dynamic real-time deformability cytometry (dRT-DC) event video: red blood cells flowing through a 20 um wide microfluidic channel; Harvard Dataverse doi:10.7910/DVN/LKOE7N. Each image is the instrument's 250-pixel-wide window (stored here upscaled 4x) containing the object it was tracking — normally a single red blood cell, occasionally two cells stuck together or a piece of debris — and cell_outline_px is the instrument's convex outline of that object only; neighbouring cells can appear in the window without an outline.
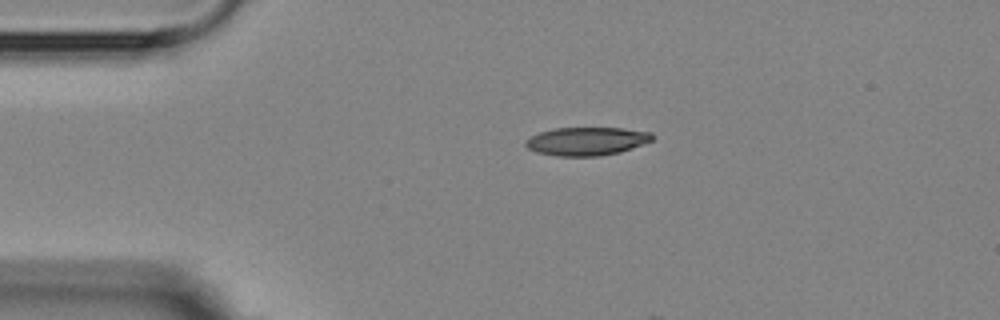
{"species": "Egyptian fruit bat (a non-hibernating species)", "species_latin": "Rousettus aegyptiacus", "temperature_condition": "room temperature", "stored_images_in_passage": 2, "camera_frame_rate_fps": 3000, "um_per_image_px": 0.085, "animal": {"sex": "female"}, "frame": {"image": 1, "passage_image": 1, "time_ms": 0.0, "image_size_px": [1000, 320], "cell_outline_px": [[656, 136], [652, 140], [632, 148], [620, 152], [600, 156], [556, 156], [536, 152], [528, 148], [524, 144], [524, 140], [540, 132], [556, 128], [624, 128], [652, 132]], "centroid_in_image_um": [49.88, 12.0], "position_along_channel_um": 35.1, "area_um2": 20.98}}